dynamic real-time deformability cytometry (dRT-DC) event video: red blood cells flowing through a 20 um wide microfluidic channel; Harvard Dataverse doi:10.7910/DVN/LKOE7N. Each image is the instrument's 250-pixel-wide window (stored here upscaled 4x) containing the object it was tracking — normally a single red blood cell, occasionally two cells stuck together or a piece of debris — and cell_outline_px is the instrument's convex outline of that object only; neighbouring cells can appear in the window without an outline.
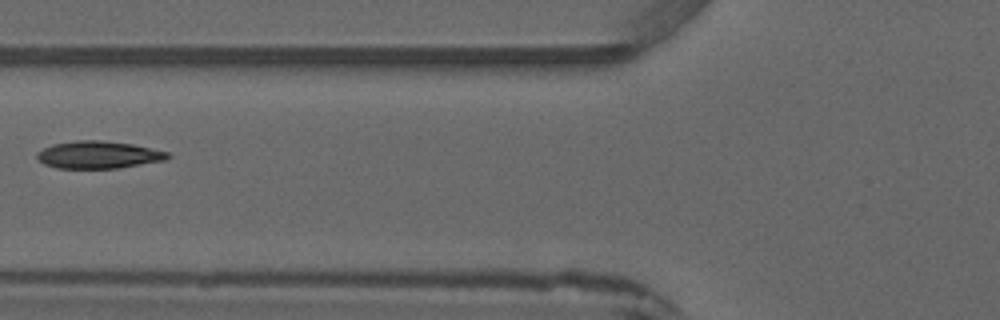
{"species": "common noctule bat (a hibernating species)", "species_latin": "Nyctalus noctula", "temperature_condition": "warm", "stored_images_in_passage": 2, "camera_frame_rate_fps": 3000, "um_per_image_px": 0.085, "animal": {"sex": "male", "forearm_length_mm": 52.5}, "frame": {"image": 1, "passage_image": 2, "time_ms": 1.333, "image_size_px": [1000, 320], "cell_outline_px": [[172, 156], [168, 160], [116, 168], [56, 168], [44, 164], [36, 156], [36, 152], [52, 144], [76, 140], [100, 140], [132, 144], [168, 152]], "centroid_in_image_um": [8.37, 13.15], "position_along_channel_um": 117.4, "area_um2": 20.87}}